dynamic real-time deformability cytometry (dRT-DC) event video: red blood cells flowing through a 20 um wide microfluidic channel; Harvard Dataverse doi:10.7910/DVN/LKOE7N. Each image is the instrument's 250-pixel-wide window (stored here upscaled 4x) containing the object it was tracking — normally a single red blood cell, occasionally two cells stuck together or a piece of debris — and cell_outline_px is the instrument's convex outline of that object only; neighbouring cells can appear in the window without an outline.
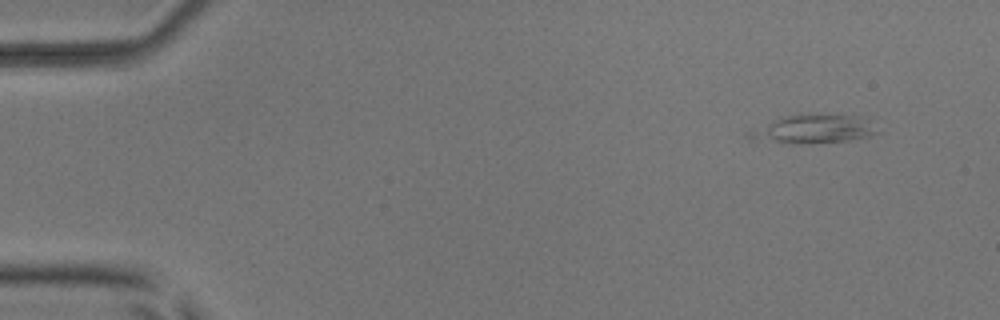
{"species": "common noctule bat (a hibernating species)", "species_latin": "Nyctalus noctula", "temperature_condition": "room temperature", "stored_images_in_passage": 49, "camera_frame_rate_fps": 3000, "um_per_image_px": 0.085, "animal": {"sex": "male", "body_mass_g": 17.9, "forearm_length_mm": 54.2}, "frame": {"image": 1, "passage_image": 1, "time_ms": 0.0, "image_size_px": [1000, 320], "cell_outline_px": [[880, 132], [868, 136], [848, 140], [808, 144], [788, 144], [748, 140], [744, 136], [744, 132], [780, 116], [860, 116]], "centroid_in_image_um": [68.93, 11.03], "position_along_channel_um": 16.1, "area_um2": 21.21}}
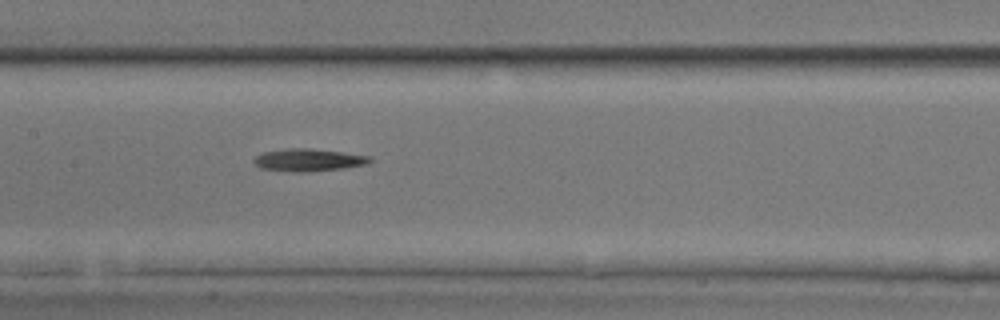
{"frame": {"image": 2, "passage_image": 23, "time_ms": 7.333, "image_size_px": [1000, 320], "cell_outline_px": [[372, 160], [364, 164], [344, 168], [308, 172], [292, 172], [260, 168], [252, 160], [256, 156], [264, 152], [288, 148], [312, 148], [372, 156]], "centroid_in_image_um": [26.21, 13.6], "position_along_channel_um": 181.2, "area_um2": 15.2}}
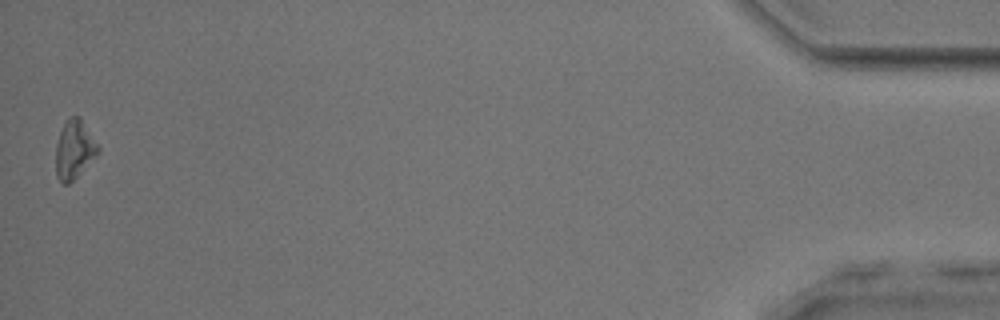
{"frame": {"image": 3, "passage_image": 49, "time_ms": 16.0, "image_size_px": [1000, 320], "cell_outline_px": [[100, 152], [68, 184], [64, 184], [56, 176], [56, 144], [60, 132], [64, 124], [72, 116], [80, 116], [100, 148]], "centroid_in_image_um": [6.32, 12.7], "position_along_channel_um": 428.9, "area_um2": 14.16}, "authors_computed_cell_mechanics": {"area_um2": 14.9702, "velocity_mm_per_s": 3.92, "shape_relaxation_time_tau1_ms": 4.5469, "shape_relaxation_time_tau2_ms": null, "deformation_change_tau1": 0.2086, "deformation_change_tau2": null}}